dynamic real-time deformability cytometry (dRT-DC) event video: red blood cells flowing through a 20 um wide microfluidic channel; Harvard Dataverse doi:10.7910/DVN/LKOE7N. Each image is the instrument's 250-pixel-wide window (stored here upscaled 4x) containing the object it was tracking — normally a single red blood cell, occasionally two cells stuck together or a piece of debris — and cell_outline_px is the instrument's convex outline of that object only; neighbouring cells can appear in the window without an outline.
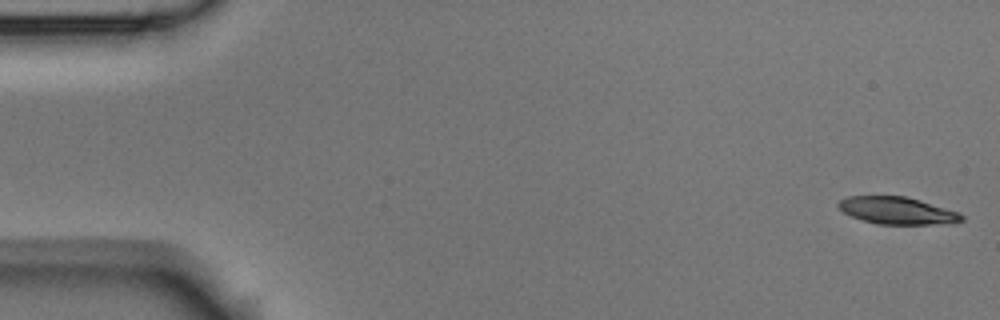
{"species": "Egyptian fruit bat (a non-hibernating species)", "species_latin": "Rousettus aegyptiacus", "temperature_condition": "room temperature", "stored_images_in_passage": 5, "camera_frame_rate_fps": 3000, "um_per_image_px": 0.085, "animal": {"sex": "male"}, "frame": {"image": 1, "passage_image": 1, "time_ms": 0.0, "image_size_px": [1000, 320], "cell_outline_px": [[964, 220], [956, 224], [876, 224], [852, 216], [844, 212], [836, 204], [840, 200], [848, 196], [904, 196], [920, 200], [960, 212], [964, 216]], "centroid_in_image_um": [76.33, 17.91], "position_along_channel_um": 8.7, "area_um2": 19.65}}
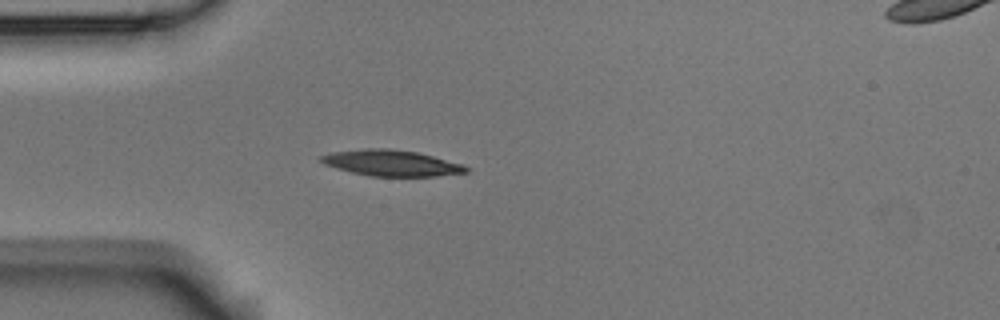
{"frame": {"image": 2, "passage_image": 5, "time_ms": 4.667, "image_size_px": [1000, 320], "cell_outline_px": [[468, 172], [436, 176], [368, 176], [336, 168], [324, 164], [320, 160], [320, 156], [332, 152], [368, 148], [388, 148], [416, 152], [432, 156], [460, 164], [468, 168]], "centroid_in_image_um": [33.22, 13.86], "position_along_channel_um": 51.8, "area_um2": 21.68}}